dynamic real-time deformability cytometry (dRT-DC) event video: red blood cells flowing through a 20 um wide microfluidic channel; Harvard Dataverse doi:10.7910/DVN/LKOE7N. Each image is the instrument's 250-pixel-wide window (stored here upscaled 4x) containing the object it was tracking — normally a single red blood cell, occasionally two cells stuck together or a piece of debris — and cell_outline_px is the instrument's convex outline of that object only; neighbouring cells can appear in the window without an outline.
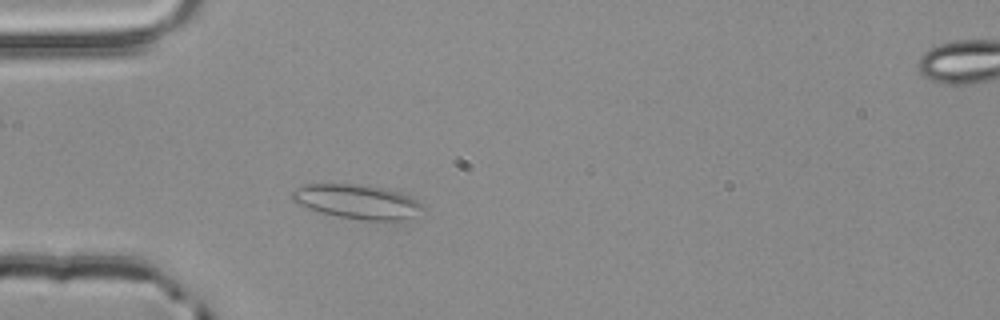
{"species": "common noctule bat (a hibernating species)", "species_latin": "Nyctalus noctula", "temperature_condition": "room temperature", "stored_images_in_passage": 43, "camera_frame_rate_fps": 3000, "um_per_image_px": 0.085, "animal": {"sex": "male", "body_mass_g": 20.4}, "frame": {"image": 1, "passage_image": 9, "time_ms": 2.667, "image_size_px": [1000, 320], "cell_outline_px": [[424, 208], [408, 216], [396, 220], [364, 220], [340, 216], [320, 212], [304, 208], [296, 204], [288, 196], [288, 192], [296, 188], [308, 184], [360, 184], [384, 188], [400, 192], [424, 204]], "centroid_in_image_um": [30.23, 17.11], "position_along_channel_um": 54.8, "area_um2": 25.95}}
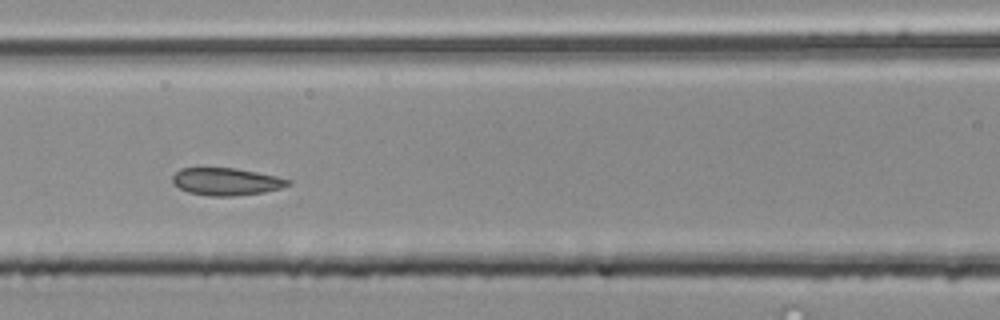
{"frame": {"image": 2, "passage_image": 17, "time_ms": 5.333, "image_size_px": [1000, 320], "cell_outline_px": [[292, 184], [280, 188], [264, 192], [232, 196], [208, 196], [188, 192], [172, 184], [172, 176], [180, 168], [236, 168], [276, 176], [292, 180]], "centroid_in_image_um": [19.22, 15.43], "position_along_channel_um": 147.4, "area_um2": 18.5}}
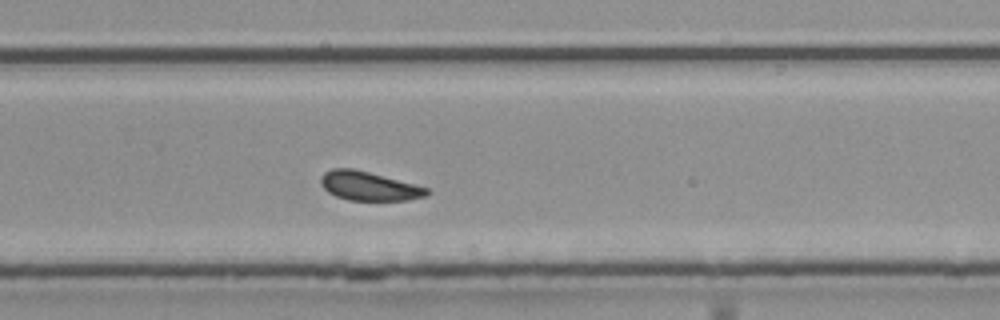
{"frame": {"image": 3, "passage_image": 29, "time_ms": 9.333, "image_size_px": [1000, 320], "cell_outline_px": [[432, 192], [424, 196], [408, 200], [348, 200], [336, 196], [328, 192], [320, 184], [320, 176], [324, 172], [332, 168], [352, 168], [416, 184], [428, 188]], "centroid_in_image_um": [31.34, 15.81], "position_along_channel_um": 298.5, "area_um2": 17.92}, "authors_computed_cell_mechanics": {"area_um2": 18.6694, "velocity_mm_per_s": 3.7839, "shape_relaxation_time_tau1_ms": null, "shape_relaxation_time_tau2_ms": 2.1327, "deformation_change_tau1": null, "deformation_change_tau2": 0.0678}}